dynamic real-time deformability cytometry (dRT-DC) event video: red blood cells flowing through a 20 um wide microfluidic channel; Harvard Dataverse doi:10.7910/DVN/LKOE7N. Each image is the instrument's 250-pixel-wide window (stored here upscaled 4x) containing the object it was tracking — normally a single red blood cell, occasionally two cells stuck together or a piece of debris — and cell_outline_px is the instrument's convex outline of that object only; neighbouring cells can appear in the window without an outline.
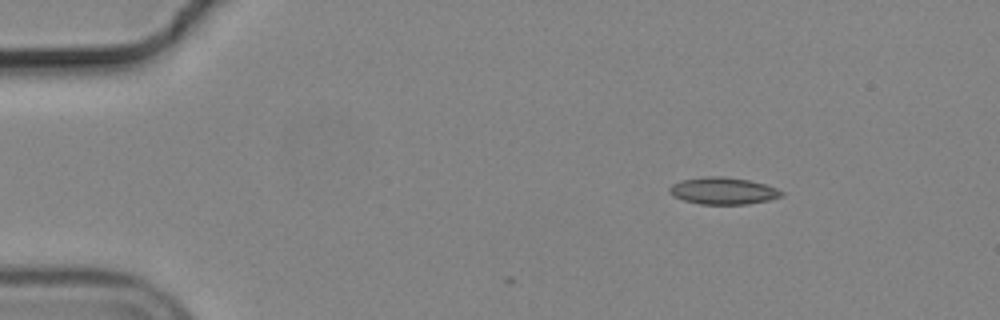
{"species": "common noctule bat (a hibernating species)", "species_latin": "Nyctalus noctula", "temperature_condition": "cold", "stored_images_in_passage": 4, "camera_frame_rate_fps": 3000, "um_per_image_px": 0.085, "animal": {"sex": "male", "body_mass_g": 19.2, "forearm_length_mm": 51.8}, "frame": {"image": 1, "passage_image": 1, "time_ms": 0.0, "image_size_px": [1000, 320], "cell_outline_px": [[784, 196], [768, 200], [748, 204], [700, 204], [684, 200], [672, 196], [668, 192], [668, 188], [672, 184], [680, 180], [704, 176], [724, 176], [748, 180], [764, 184], [776, 188], [784, 192]], "centroid_in_image_um": [61.44, 16.22], "position_along_channel_um": 23.6, "area_um2": 17.74}}